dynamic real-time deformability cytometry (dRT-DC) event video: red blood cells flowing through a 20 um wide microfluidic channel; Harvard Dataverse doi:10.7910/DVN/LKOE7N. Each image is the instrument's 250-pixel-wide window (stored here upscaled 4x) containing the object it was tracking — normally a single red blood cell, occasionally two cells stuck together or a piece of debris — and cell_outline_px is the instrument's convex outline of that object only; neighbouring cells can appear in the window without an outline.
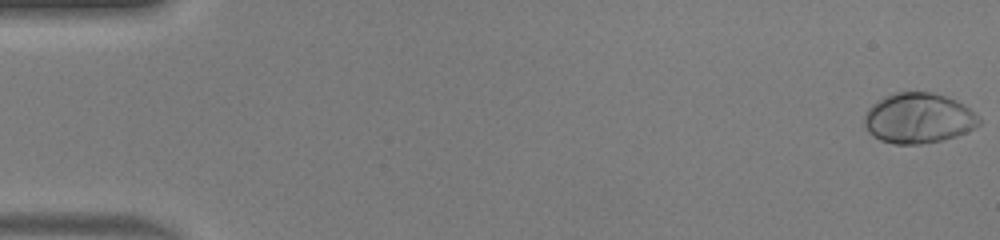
{"species": "human", "species_latin": "Homo sapiens", "temperature_condition": "warm", "stored_images_in_passage": 50, "camera_frame_rate_fps": 3000, "um_per_image_px": 0.085, "donor": {"sex": "male"}, "frame": {"image": 1, "passage_image": 1, "time_ms": 0.0, "image_size_px": [1000, 240], "cell_outline_px": [[980, 124], [956, 136], [940, 140], [920, 144], [896, 144], [880, 140], [872, 136], [868, 132], [864, 124], [864, 116], [868, 108], [876, 100], [884, 96], [896, 92], [932, 92], [948, 96], [964, 104], [980, 116]], "centroid_in_image_um": [78.05, 10.03], "position_along_channel_um": 7.0, "area_um2": 33.81}}
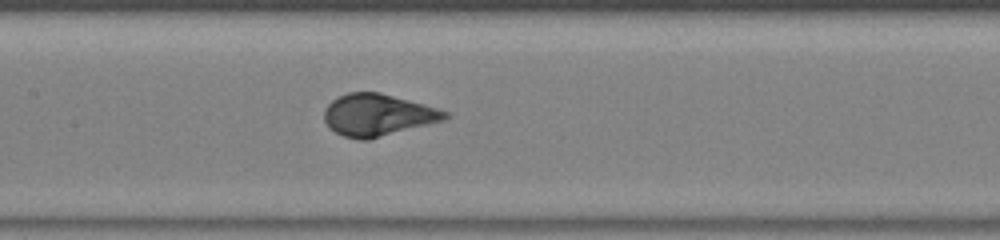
{"frame": {"image": 2, "passage_image": 25, "time_ms": 8.0, "image_size_px": [1000, 240], "cell_outline_px": [[452, 116], [444, 120], [368, 140], [356, 140], [344, 136], [336, 132], [324, 120], [324, 108], [332, 100], [348, 92], [380, 92], [424, 104], [448, 112]], "centroid_in_image_um": [32.11, 9.77], "position_along_channel_um": 175.3, "area_um2": 29.42}}
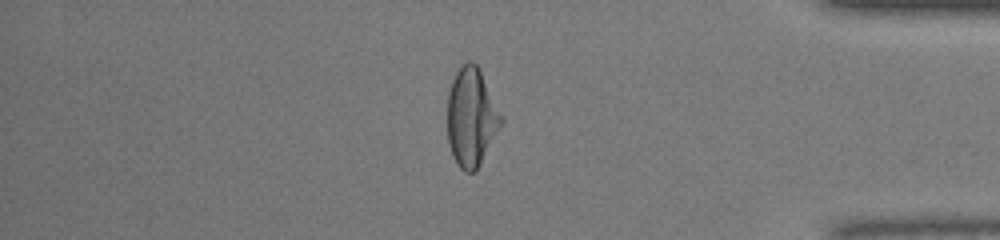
{"frame": {"image": 3, "passage_image": 43, "time_ms": 14.0, "image_size_px": [1000, 240], "cell_outline_px": [[504, 120], [476, 172], [464, 172], [456, 164], [452, 156], [448, 144], [448, 92], [452, 80], [456, 72], [468, 60], [472, 60], [476, 64], [504, 116]], "centroid_in_image_um": [40.07, 9.99], "position_along_channel_um": 395.1, "area_um2": 30.98}, "authors_computed_cell_mechanics": {"area_um2": 30.923, "velocity_mm_per_s": 4.1377, "shape_relaxation_time_tau1_ms": 3.3609, "shape_relaxation_time_tau2_ms": null, "deformation_change_tau1": 0.2131, "deformation_change_tau2": null}}